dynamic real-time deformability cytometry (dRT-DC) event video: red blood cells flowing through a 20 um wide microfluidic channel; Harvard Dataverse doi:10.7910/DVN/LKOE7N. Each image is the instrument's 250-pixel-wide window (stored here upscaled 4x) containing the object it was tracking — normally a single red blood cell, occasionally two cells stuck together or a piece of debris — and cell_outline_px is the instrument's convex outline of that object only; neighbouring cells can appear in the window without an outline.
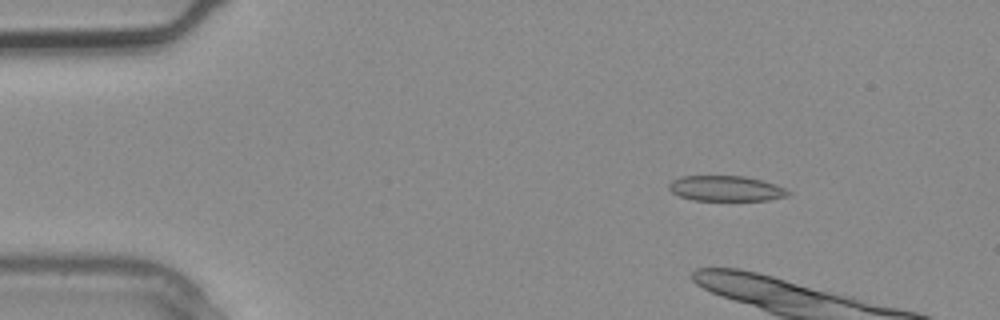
{"species": "common noctule bat (a hibernating species)", "species_latin": "Nyctalus noctula", "temperature_condition": "warm", "stored_images_in_passage": 4, "camera_frame_rate_fps": 3000, "um_per_image_px": 0.085, "animal": {"sex": "male", "body_mass_g": 20.4}, "frame": {"image": 1, "passage_image": 1, "time_ms": 0.0, "image_size_px": [1000, 320], "cell_outline_px": [[792, 192], [788, 196], [768, 200], [692, 200], [680, 196], [672, 192], [668, 188], [668, 184], [672, 180], [684, 176], [744, 176], [776, 184]], "centroid_in_image_um": [61.71, 16.02], "position_along_channel_um": 23.3, "area_um2": 17.57}}